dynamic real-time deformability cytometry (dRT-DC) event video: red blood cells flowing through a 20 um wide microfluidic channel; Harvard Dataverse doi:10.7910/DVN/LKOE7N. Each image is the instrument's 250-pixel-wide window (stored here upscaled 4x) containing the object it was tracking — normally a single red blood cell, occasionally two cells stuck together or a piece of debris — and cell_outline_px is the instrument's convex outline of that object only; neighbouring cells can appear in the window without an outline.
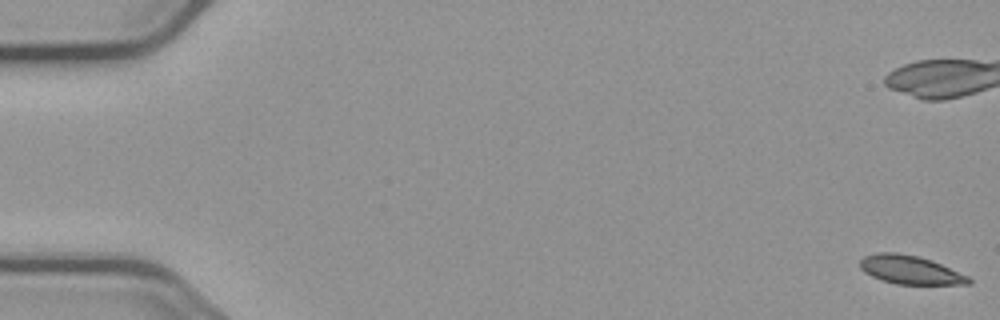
{"species": "common noctule bat (a hibernating species)", "species_latin": "Nyctalus noctula", "temperature_condition": "cold", "stored_images_in_passage": 7, "camera_frame_rate_fps": 3000, "um_per_image_px": 0.085, "animal": {"sex": "male", "body_mass_g": 23.1, "forearm_length_mm": 52.7}, "frame": {"image": 1, "passage_image": 1, "time_ms": 0.0, "image_size_px": [1000, 320], "cell_outline_px": [[972, 284], [896, 284], [880, 280], [864, 272], [860, 268], [860, 260], [864, 256], [880, 252], [896, 252], [916, 256], [932, 260], [968, 276], [972, 280]], "centroid_in_image_um": [77.35, 22.94], "position_along_channel_um": 7.6, "area_um2": 18.03}}
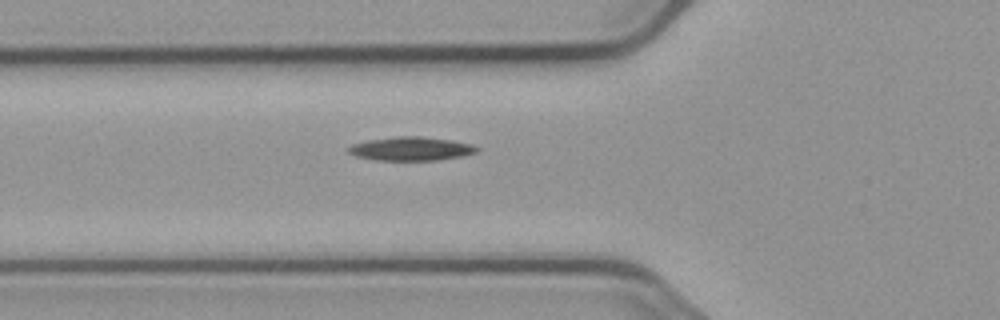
{"frame": {"image": 2, "passage_image": 7, "time_ms": 8.333, "image_size_px": [1000, 320], "cell_outline_px": [[480, 148], [476, 152], [460, 156], [436, 160], [376, 160], [356, 156], [348, 152], [348, 148], [352, 144], [368, 140], [400, 136], [420, 136], [452, 140], [472, 144]], "centroid_in_image_um": [34.94, 12.64], "position_along_channel_um": 90.9, "area_um2": 17.57}}